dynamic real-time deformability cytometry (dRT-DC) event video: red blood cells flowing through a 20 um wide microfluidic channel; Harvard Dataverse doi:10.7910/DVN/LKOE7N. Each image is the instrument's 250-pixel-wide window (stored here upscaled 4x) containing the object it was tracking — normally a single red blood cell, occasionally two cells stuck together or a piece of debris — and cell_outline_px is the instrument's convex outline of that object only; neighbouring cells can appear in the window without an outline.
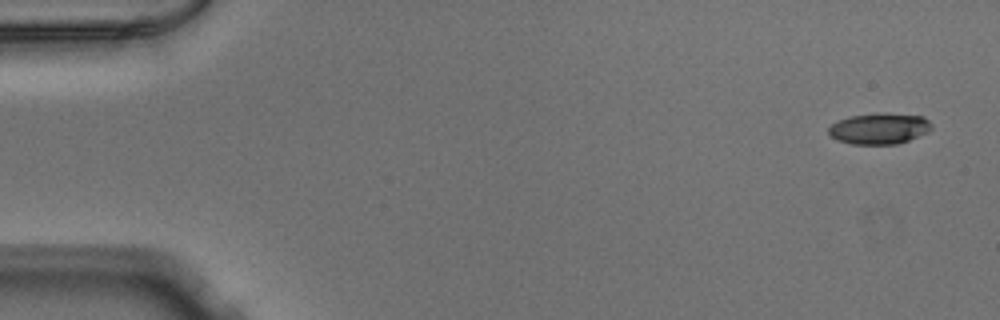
{"species": "Egyptian fruit bat (a non-hibernating species)", "species_latin": "Rousettus aegyptiacus", "temperature_condition": "warm", "stored_images_in_passage": 51, "camera_frame_rate_fps": 3000, "um_per_image_px": 0.085, "animal": {"sex": "male"}, "frame": {"image": 1, "passage_image": 1, "time_ms": 0.0, "image_size_px": [1000, 320], "cell_outline_px": [[932, 128], [928, 132], [908, 140], [896, 144], [852, 144], [836, 140], [828, 132], [828, 128], [832, 124], [848, 116], [876, 112], [888, 112], [924, 116], [932, 124]], "centroid_in_image_um": [74.75, 10.9], "position_along_channel_um": 10.2, "area_um2": 18.9}}
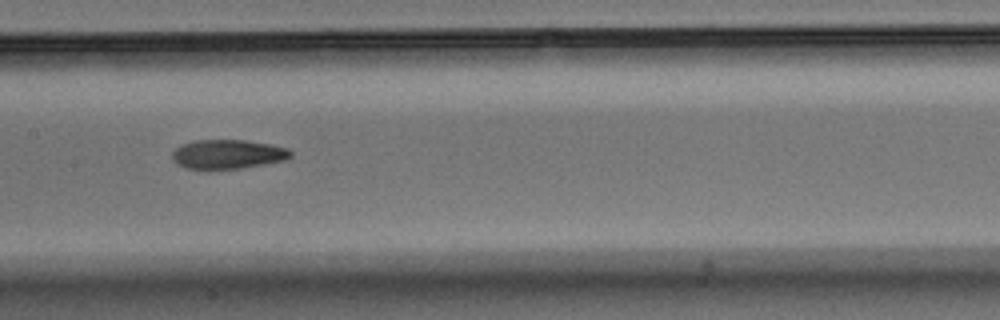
{"frame": {"image": 2, "passage_image": 25, "time_ms": 8.0, "image_size_px": [1000, 320], "cell_outline_px": [[292, 156], [284, 160], [244, 168], [208, 172], [184, 168], [172, 156], [172, 152], [176, 148], [184, 144], [196, 140], [244, 140], [268, 144], [288, 148], [292, 152]], "centroid_in_image_um": [19.35, 13.15], "position_along_channel_um": 188.1, "area_um2": 20.58}}
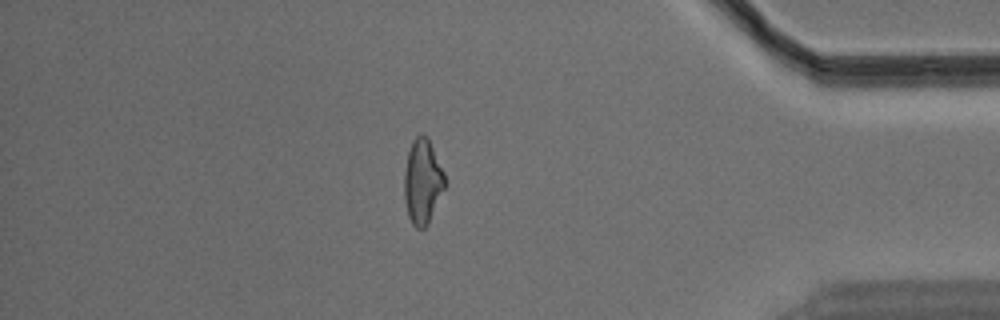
{"frame": {"image": 3, "passage_image": 44, "time_ms": 14.333, "image_size_px": [1000, 320], "cell_outline_px": [[444, 188], [428, 224], [424, 228], [416, 228], [412, 224], [408, 216], [404, 200], [404, 172], [408, 152], [412, 140], [420, 132], [428, 136], [444, 172]], "centroid_in_image_um": [35.9, 15.4], "position_along_channel_um": 399.3, "area_um2": 20.11}}